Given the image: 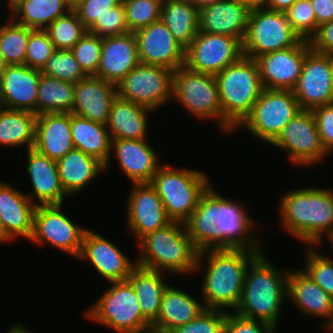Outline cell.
Returning a JSON list of instances; mask_svg holds the SVG:
<instances>
[{
	"label": "cell",
	"instance_id": "obj_1",
	"mask_svg": "<svg viewBox=\"0 0 333 333\" xmlns=\"http://www.w3.org/2000/svg\"><path fill=\"white\" fill-rule=\"evenodd\" d=\"M246 211L243 204L226 199L209 186L184 224L199 252L207 249L262 250L258 238L252 235L257 223Z\"/></svg>",
	"mask_w": 333,
	"mask_h": 333
},
{
	"label": "cell",
	"instance_id": "obj_2",
	"mask_svg": "<svg viewBox=\"0 0 333 333\" xmlns=\"http://www.w3.org/2000/svg\"><path fill=\"white\" fill-rule=\"evenodd\" d=\"M263 250L207 249L199 252L195 273L207 264L202 282V299L206 309L222 310L238 306L249 265ZM202 263V264H201ZM226 308V309H224Z\"/></svg>",
	"mask_w": 333,
	"mask_h": 333
},
{
	"label": "cell",
	"instance_id": "obj_3",
	"mask_svg": "<svg viewBox=\"0 0 333 333\" xmlns=\"http://www.w3.org/2000/svg\"><path fill=\"white\" fill-rule=\"evenodd\" d=\"M279 215L284 230L306 246L333 234V191L308 187L283 194ZM325 235V237H324Z\"/></svg>",
	"mask_w": 333,
	"mask_h": 333
},
{
	"label": "cell",
	"instance_id": "obj_4",
	"mask_svg": "<svg viewBox=\"0 0 333 333\" xmlns=\"http://www.w3.org/2000/svg\"><path fill=\"white\" fill-rule=\"evenodd\" d=\"M264 251L249 265L240 302L234 313L270 324L278 329L285 299L288 300V274L267 259Z\"/></svg>",
	"mask_w": 333,
	"mask_h": 333
},
{
	"label": "cell",
	"instance_id": "obj_5",
	"mask_svg": "<svg viewBox=\"0 0 333 333\" xmlns=\"http://www.w3.org/2000/svg\"><path fill=\"white\" fill-rule=\"evenodd\" d=\"M141 255L136 264L159 272H195L199 251L188 236L184 223L171 221L137 241Z\"/></svg>",
	"mask_w": 333,
	"mask_h": 333
},
{
	"label": "cell",
	"instance_id": "obj_6",
	"mask_svg": "<svg viewBox=\"0 0 333 333\" xmlns=\"http://www.w3.org/2000/svg\"><path fill=\"white\" fill-rule=\"evenodd\" d=\"M215 77L222 107V131L231 134L252 112L264 89L258 64L243 55Z\"/></svg>",
	"mask_w": 333,
	"mask_h": 333
},
{
	"label": "cell",
	"instance_id": "obj_7",
	"mask_svg": "<svg viewBox=\"0 0 333 333\" xmlns=\"http://www.w3.org/2000/svg\"><path fill=\"white\" fill-rule=\"evenodd\" d=\"M171 221L185 223L208 189L209 177L199 170L160 165L150 182Z\"/></svg>",
	"mask_w": 333,
	"mask_h": 333
},
{
	"label": "cell",
	"instance_id": "obj_8",
	"mask_svg": "<svg viewBox=\"0 0 333 333\" xmlns=\"http://www.w3.org/2000/svg\"><path fill=\"white\" fill-rule=\"evenodd\" d=\"M85 316L117 333H148L151 323L142 315L134 288L128 280L110 282Z\"/></svg>",
	"mask_w": 333,
	"mask_h": 333
},
{
	"label": "cell",
	"instance_id": "obj_9",
	"mask_svg": "<svg viewBox=\"0 0 333 333\" xmlns=\"http://www.w3.org/2000/svg\"><path fill=\"white\" fill-rule=\"evenodd\" d=\"M172 98L198 119H214L222 132V107L214 75L182 66L173 71Z\"/></svg>",
	"mask_w": 333,
	"mask_h": 333
},
{
	"label": "cell",
	"instance_id": "obj_10",
	"mask_svg": "<svg viewBox=\"0 0 333 333\" xmlns=\"http://www.w3.org/2000/svg\"><path fill=\"white\" fill-rule=\"evenodd\" d=\"M300 110L293 91L263 89L252 112L235 130L242 126L257 139L271 144Z\"/></svg>",
	"mask_w": 333,
	"mask_h": 333
},
{
	"label": "cell",
	"instance_id": "obj_11",
	"mask_svg": "<svg viewBox=\"0 0 333 333\" xmlns=\"http://www.w3.org/2000/svg\"><path fill=\"white\" fill-rule=\"evenodd\" d=\"M301 41L286 18L285 12L271 11L264 6L252 8L243 55L252 59L297 45Z\"/></svg>",
	"mask_w": 333,
	"mask_h": 333
},
{
	"label": "cell",
	"instance_id": "obj_12",
	"mask_svg": "<svg viewBox=\"0 0 333 333\" xmlns=\"http://www.w3.org/2000/svg\"><path fill=\"white\" fill-rule=\"evenodd\" d=\"M173 71L139 63L117 85V96L150 110H158L172 98Z\"/></svg>",
	"mask_w": 333,
	"mask_h": 333
},
{
	"label": "cell",
	"instance_id": "obj_13",
	"mask_svg": "<svg viewBox=\"0 0 333 333\" xmlns=\"http://www.w3.org/2000/svg\"><path fill=\"white\" fill-rule=\"evenodd\" d=\"M270 145L284 150L290 162L301 167L318 165L329 155L324 149L311 110H300Z\"/></svg>",
	"mask_w": 333,
	"mask_h": 333
},
{
	"label": "cell",
	"instance_id": "obj_14",
	"mask_svg": "<svg viewBox=\"0 0 333 333\" xmlns=\"http://www.w3.org/2000/svg\"><path fill=\"white\" fill-rule=\"evenodd\" d=\"M63 204L37 205L33 232L29 239L36 244H50L75 257L80 256L83 236L87 227L78 226L63 213Z\"/></svg>",
	"mask_w": 333,
	"mask_h": 333
},
{
	"label": "cell",
	"instance_id": "obj_15",
	"mask_svg": "<svg viewBox=\"0 0 333 333\" xmlns=\"http://www.w3.org/2000/svg\"><path fill=\"white\" fill-rule=\"evenodd\" d=\"M243 56V43L231 36L198 31L185 49L188 69L216 76Z\"/></svg>",
	"mask_w": 333,
	"mask_h": 333
},
{
	"label": "cell",
	"instance_id": "obj_16",
	"mask_svg": "<svg viewBox=\"0 0 333 333\" xmlns=\"http://www.w3.org/2000/svg\"><path fill=\"white\" fill-rule=\"evenodd\" d=\"M312 49L310 41L269 52L257 57L261 83L264 89L293 90L302 73L306 54Z\"/></svg>",
	"mask_w": 333,
	"mask_h": 333
},
{
	"label": "cell",
	"instance_id": "obj_17",
	"mask_svg": "<svg viewBox=\"0 0 333 333\" xmlns=\"http://www.w3.org/2000/svg\"><path fill=\"white\" fill-rule=\"evenodd\" d=\"M292 91L301 110H313L333 103L329 54L311 49L306 54L302 73Z\"/></svg>",
	"mask_w": 333,
	"mask_h": 333
},
{
	"label": "cell",
	"instance_id": "obj_18",
	"mask_svg": "<svg viewBox=\"0 0 333 333\" xmlns=\"http://www.w3.org/2000/svg\"><path fill=\"white\" fill-rule=\"evenodd\" d=\"M134 34L140 63L162 66L172 71L185 65V49L161 19Z\"/></svg>",
	"mask_w": 333,
	"mask_h": 333
},
{
	"label": "cell",
	"instance_id": "obj_19",
	"mask_svg": "<svg viewBox=\"0 0 333 333\" xmlns=\"http://www.w3.org/2000/svg\"><path fill=\"white\" fill-rule=\"evenodd\" d=\"M119 247L94 230L87 229L83 236L78 259L92 263L98 274L108 282L124 281L137 265Z\"/></svg>",
	"mask_w": 333,
	"mask_h": 333
},
{
	"label": "cell",
	"instance_id": "obj_20",
	"mask_svg": "<svg viewBox=\"0 0 333 333\" xmlns=\"http://www.w3.org/2000/svg\"><path fill=\"white\" fill-rule=\"evenodd\" d=\"M127 199V224L138 241L146 234L169 224L165 207L150 183L132 184Z\"/></svg>",
	"mask_w": 333,
	"mask_h": 333
},
{
	"label": "cell",
	"instance_id": "obj_21",
	"mask_svg": "<svg viewBox=\"0 0 333 333\" xmlns=\"http://www.w3.org/2000/svg\"><path fill=\"white\" fill-rule=\"evenodd\" d=\"M40 70L26 64L6 65L0 79V100L8 109L25 110L37 116Z\"/></svg>",
	"mask_w": 333,
	"mask_h": 333
},
{
	"label": "cell",
	"instance_id": "obj_22",
	"mask_svg": "<svg viewBox=\"0 0 333 333\" xmlns=\"http://www.w3.org/2000/svg\"><path fill=\"white\" fill-rule=\"evenodd\" d=\"M252 8L235 0H220L199 9V31L239 39L247 33Z\"/></svg>",
	"mask_w": 333,
	"mask_h": 333
},
{
	"label": "cell",
	"instance_id": "obj_23",
	"mask_svg": "<svg viewBox=\"0 0 333 333\" xmlns=\"http://www.w3.org/2000/svg\"><path fill=\"white\" fill-rule=\"evenodd\" d=\"M289 299L304 315L324 318V326L333 331V298L302 269L289 270Z\"/></svg>",
	"mask_w": 333,
	"mask_h": 333
},
{
	"label": "cell",
	"instance_id": "obj_24",
	"mask_svg": "<svg viewBox=\"0 0 333 333\" xmlns=\"http://www.w3.org/2000/svg\"><path fill=\"white\" fill-rule=\"evenodd\" d=\"M117 97L116 85L96 76L74 84V103L71 113L106 125L113 100Z\"/></svg>",
	"mask_w": 333,
	"mask_h": 333
},
{
	"label": "cell",
	"instance_id": "obj_25",
	"mask_svg": "<svg viewBox=\"0 0 333 333\" xmlns=\"http://www.w3.org/2000/svg\"><path fill=\"white\" fill-rule=\"evenodd\" d=\"M140 63L134 33L102 38V51L96 77L117 85Z\"/></svg>",
	"mask_w": 333,
	"mask_h": 333
},
{
	"label": "cell",
	"instance_id": "obj_26",
	"mask_svg": "<svg viewBox=\"0 0 333 333\" xmlns=\"http://www.w3.org/2000/svg\"><path fill=\"white\" fill-rule=\"evenodd\" d=\"M146 139H113L111 152L132 184L150 183L159 169V157Z\"/></svg>",
	"mask_w": 333,
	"mask_h": 333
},
{
	"label": "cell",
	"instance_id": "obj_27",
	"mask_svg": "<svg viewBox=\"0 0 333 333\" xmlns=\"http://www.w3.org/2000/svg\"><path fill=\"white\" fill-rule=\"evenodd\" d=\"M27 162L26 170L33 188V192L26 194L28 198L36 205H64L68 195L61 185L56 161L30 148L27 150Z\"/></svg>",
	"mask_w": 333,
	"mask_h": 333
},
{
	"label": "cell",
	"instance_id": "obj_28",
	"mask_svg": "<svg viewBox=\"0 0 333 333\" xmlns=\"http://www.w3.org/2000/svg\"><path fill=\"white\" fill-rule=\"evenodd\" d=\"M13 185L0 182V223L4 234L11 240L16 237L30 239L33 232L37 205Z\"/></svg>",
	"mask_w": 333,
	"mask_h": 333
},
{
	"label": "cell",
	"instance_id": "obj_29",
	"mask_svg": "<svg viewBox=\"0 0 333 333\" xmlns=\"http://www.w3.org/2000/svg\"><path fill=\"white\" fill-rule=\"evenodd\" d=\"M34 148L55 161L71 151V113L37 115Z\"/></svg>",
	"mask_w": 333,
	"mask_h": 333
},
{
	"label": "cell",
	"instance_id": "obj_30",
	"mask_svg": "<svg viewBox=\"0 0 333 333\" xmlns=\"http://www.w3.org/2000/svg\"><path fill=\"white\" fill-rule=\"evenodd\" d=\"M181 290L174 286H167L162 296L159 315L151 324V329L171 332L194 320L206 309L205 305L200 303L201 301Z\"/></svg>",
	"mask_w": 333,
	"mask_h": 333
},
{
	"label": "cell",
	"instance_id": "obj_31",
	"mask_svg": "<svg viewBox=\"0 0 333 333\" xmlns=\"http://www.w3.org/2000/svg\"><path fill=\"white\" fill-rule=\"evenodd\" d=\"M152 110L116 97L112 104L106 127L111 139H147L148 114Z\"/></svg>",
	"mask_w": 333,
	"mask_h": 333
},
{
	"label": "cell",
	"instance_id": "obj_32",
	"mask_svg": "<svg viewBox=\"0 0 333 333\" xmlns=\"http://www.w3.org/2000/svg\"><path fill=\"white\" fill-rule=\"evenodd\" d=\"M61 185L67 195H74L84 190L105 165L97 158L73 148L56 161Z\"/></svg>",
	"mask_w": 333,
	"mask_h": 333
},
{
	"label": "cell",
	"instance_id": "obj_33",
	"mask_svg": "<svg viewBox=\"0 0 333 333\" xmlns=\"http://www.w3.org/2000/svg\"><path fill=\"white\" fill-rule=\"evenodd\" d=\"M71 135L73 146L85 154L97 158L108 169L112 139L106 125L94 122L71 113Z\"/></svg>",
	"mask_w": 333,
	"mask_h": 333
},
{
	"label": "cell",
	"instance_id": "obj_34",
	"mask_svg": "<svg viewBox=\"0 0 333 333\" xmlns=\"http://www.w3.org/2000/svg\"><path fill=\"white\" fill-rule=\"evenodd\" d=\"M162 274L166 273L136 265L127 278L135 290L142 315L151 324L159 315L162 296L168 286Z\"/></svg>",
	"mask_w": 333,
	"mask_h": 333
},
{
	"label": "cell",
	"instance_id": "obj_35",
	"mask_svg": "<svg viewBox=\"0 0 333 333\" xmlns=\"http://www.w3.org/2000/svg\"><path fill=\"white\" fill-rule=\"evenodd\" d=\"M199 9L188 0H163L160 19L186 49L199 31Z\"/></svg>",
	"mask_w": 333,
	"mask_h": 333
},
{
	"label": "cell",
	"instance_id": "obj_36",
	"mask_svg": "<svg viewBox=\"0 0 333 333\" xmlns=\"http://www.w3.org/2000/svg\"><path fill=\"white\" fill-rule=\"evenodd\" d=\"M70 10L67 0H20L10 9L9 17L28 28L45 30Z\"/></svg>",
	"mask_w": 333,
	"mask_h": 333
},
{
	"label": "cell",
	"instance_id": "obj_37",
	"mask_svg": "<svg viewBox=\"0 0 333 333\" xmlns=\"http://www.w3.org/2000/svg\"><path fill=\"white\" fill-rule=\"evenodd\" d=\"M37 116L30 111L0 110V145L9 148H34Z\"/></svg>",
	"mask_w": 333,
	"mask_h": 333
},
{
	"label": "cell",
	"instance_id": "obj_38",
	"mask_svg": "<svg viewBox=\"0 0 333 333\" xmlns=\"http://www.w3.org/2000/svg\"><path fill=\"white\" fill-rule=\"evenodd\" d=\"M37 115L71 113L74 103V84L41 73L38 86Z\"/></svg>",
	"mask_w": 333,
	"mask_h": 333
},
{
	"label": "cell",
	"instance_id": "obj_39",
	"mask_svg": "<svg viewBox=\"0 0 333 333\" xmlns=\"http://www.w3.org/2000/svg\"><path fill=\"white\" fill-rule=\"evenodd\" d=\"M8 18V22L0 26V56L6 65L25 64L29 35L34 29Z\"/></svg>",
	"mask_w": 333,
	"mask_h": 333
},
{
	"label": "cell",
	"instance_id": "obj_40",
	"mask_svg": "<svg viewBox=\"0 0 333 333\" xmlns=\"http://www.w3.org/2000/svg\"><path fill=\"white\" fill-rule=\"evenodd\" d=\"M45 31L53 42L55 49L71 50L87 29L79 20L74 10L58 17Z\"/></svg>",
	"mask_w": 333,
	"mask_h": 333
},
{
	"label": "cell",
	"instance_id": "obj_41",
	"mask_svg": "<svg viewBox=\"0 0 333 333\" xmlns=\"http://www.w3.org/2000/svg\"><path fill=\"white\" fill-rule=\"evenodd\" d=\"M40 72L73 84L87 77L73 52L65 49H55Z\"/></svg>",
	"mask_w": 333,
	"mask_h": 333
},
{
	"label": "cell",
	"instance_id": "obj_42",
	"mask_svg": "<svg viewBox=\"0 0 333 333\" xmlns=\"http://www.w3.org/2000/svg\"><path fill=\"white\" fill-rule=\"evenodd\" d=\"M129 31H136L149 26L160 19L163 0H121Z\"/></svg>",
	"mask_w": 333,
	"mask_h": 333
},
{
	"label": "cell",
	"instance_id": "obj_43",
	"mask_svg": "<svg viewBox=\"0 0 333 333\" xmlns=\"http://www.w3.org/2000/svg\"><path fill=\"white\" fill-rule=\"evenodd\" d=\"M286 18L301 40L310 41L318 31L310 0H297L286 11Z\"/></svg>",
	"mask_w": 333,
	"mask_h": 333
},
{
	"label": "cell",
	"instance_id": "obj_44",
	"mask_svg": "<svg viewBox=\"0 0 333 333\" xmlns=\"http://www.w3.org/2000/svg\"><path fill=\"white\" fill-rule=\"evenodd\" d=\"M311 247L305 246L306 266L302 270L333 298V259L318 253L317 246Z\"/></svg>",
	"mask_w": 333,
	"mask_h": 333
},
{
	"label": "cell",
	"instance_id": "obj_45",
	"mask_svg": "<svg viewBox=\"0 0 333 333\" xmlns=\"http://www.w3.org/2000/svg\"><path fill=\"white\" fill-rule=\"evenodd\" d=\"M71 51L87 76L97 74L102 51V37L86 31Z\"/></svg>",
	"mask_w": 333,
	"mask_h": 333
},
{
	"label": "cell",
	"instance_id": "obj_46",
	"mask_svg": "<svg viewBox=\"0 0 333 333\" xmlns=\"http://www.w3.org/2000/svg\"><path fill=\"white\" fill-rule=\"evenodd\" d=\"M54 50L48 33L45 30L34 29L29 35L25 64L33 69L41 70Z\"/></svg>",
	"mask_w": 333,
	"mask_h": 333
},
{
	"label": "cell",
	"instance_id": "obj_47",
	"mask_svg": "<svg viewBox=\"0 0 333 333\" xmlns=\"http://www.w3.org/2000/svg\"><path fill=\"white\" fill-rule=\"evenodd\" d=\"M87 31L102 38L130 32L123 3L108 10L102 17H98Z\"/></svg>",
	"mask_w": 333,
	"mask_h": 333
},
{
	"label": "cell",
	"instance_id": "obj_48",
	"mask_svg": "<svg viewBox=\"0 0 333 333\" xmlns=\"http://www.w3.org/2000/svg\"><path fill=\"white\" fill-rule=\"evenodd\" d=\"M227 311L205 309L189 323L172 330V333H224Z\"/></svg>",
	"mask_w": 333,
	"mask_h": 333
},
{
	"label": "cell",
	"instance_id": "obj_49",
	"mask_svg": "<svg viewBox=\"0 0 333 333\" xmlns=\"http://www.w3.org/2000/svg\"><path fill=\"white\" fill-rule=\"evenodd\" d=\"M276 330L268 323L248 319L227 311L224 333H276Z\"/></svg>",
	"mask_w": 333,
	"mask_h": 333
},
{
	"label": "cell",
	"instance_id": "obj_50",
	"mask_svg": "<svg viewBox=\"0 0 333 333\" xmlns=\"http://www.w3.org/2000/svg\"><path fill=\"white\" fill-rule=\"evenodd\" d=\"M121 0H86L74 9L83 26L88 30L108 10L120 4Z\"/></svg>",
	"mask_w": 333,
	"mask_h": 333
},
{
	"label": "cell",
	"instance_id": "obj_51",
	"mask_svg": "<svg viewBox=\"0 0 333 333\" xmlns=\"http://www.w3.org/2000/svg\"><path fill=\"white\" fill-rule=\"evenodd\" d=\"M311 111L324 149L330 154L333 151V103L316 107Z\"/></svg>",
	"mask_w": 333,
	"mask_h": 333
},
{
	"label": "cell",
	"instance_id": "obj_52",
	"mask_svg": "<svg viewBox=\"0 0 333 333\" xmlns=\"http://www.w3.org/2000/svg\"><path fill=\"white\" fill-rule=\"evenodd\" d=\"M314 51L330 54L333 53V20L318 28L315 36L310 40Z\"/></svg>",
	"mask_w": 333,
	"mask_h": 333
},
{
	"label": "cell",
	"instance_id": "obj_53",
	"mask_svg": "<svg viewBox=\"0 0 333 333\" xmlns=\"http://www.w3.org/2000/svg\"><path fill=\"white\" fill-rule=\"evenodd\" d=\"M316 15V24L320 26L333 20V0H310Z\"/></svg>",
	"mask_w": 333,
	"mask_h": 333
},
{
	"label": "cell",
	"instance_id": "obj_54",
	"mask_svg": "<svg viewBox=\"0 0 333 333\" xmlns=\"http://www.w3.org/2000/svg\"><path fill=\"white\" fill-rule=\"evenodd\" d=\"M297 0H264V7L271 11L285 12Z\"/></svg>",
	"mask_w": 333,
	"mask_h": 333
},
{
	"label": "cell",
	"instance_id": "obj_55",
	"mask_svg": "<svg viewBox=\"0 0 333 333\" xmlns=\"http://www.w3.org/2000/svg\"><path fill=\"white\" fill-rule=\"evenodd\" d=\"M27 327L22 325L20 322L14 325H11L9 330L6 333H31Z\"/></svg>",
	"mask_w": 333,
	"mask_h": 333
},
{
	"label": "cell",
	"instance_id": "obj_56",
	"mask_svg": "<svg viewBox=\"0 0 333 333\" xmlns=\"http://www.w3.org/2000/svg\"><path fill=\"white\" fill-rule=\"evenodd\" d=\"M188 1H190L195 7L200 9L207 5H211L212 3L220 1V0H188Z\"/></svg>",
	"mask_w": 333,
	"mask_h": 333
},
{
	"label": "cell",
	"instance_id": "obj_57",
	"mask_svg": "<svg viewBox=\"0 0 333 333\" xmlns=\"http://www.w3.org/2000/svg\"><path fill=\"white\" fill-rule=\"evenodd\" d=\"M235 1L247 4L251 8L262 7L264 5V0H235Z\"/></svg>",
	"mask_w": 333,
	"mask_h": 333
},
{
	"label": "cell",
	"instance_id": "obj_58",
	"mask_svg": "<svg viewBox=\"0 0 333 333\" xmlns=\"http://www.w3.org/2000/svg\"><path fill=\"white\" fill-rule=\"evenodd\" d=\"M85 1L86 0H67L71 10H74L76 7H78L80 4H82Z\"/></svg>",
	"mask_w": 333,
	"mask_h": 333
},
{
	"label": "cell",
	"instance_id": "obj_59",
	"mask_svg": "<svg viewBox=\"0 0 333 333\" xmlns=\"http://www.w3.org/2000/svg\"><path fill=\"white\" fill-rule=\"evenodd\" d=\"M2 242V244L5 242H11V240L4 234V230L2 227V224L0 223V243Z\"/></svg>",
	"mask_w": 333,
	"mask_h": 333
},
{
	"label": "cell",
	"instance_id": "obj_60",
	"mask_svg": "<svg viewBox=\"0 0 333 333\" xmlns=\"http://www.w3.org/2000/svg\"><path fill=\"white\" fill-rule=\"evenodd\" d=\"M329 66H330L331 81L333 84V53L329 54Z\"/></svg>",
	"mask_w": 333,
	"mask_h": 333
},
{
	"label": "cell",
	"instance_id": "obj_61",
	"mask_svg": "<svg viewBox=\"0 0 333 333\" xmlns=\"http://www.w3.org/2000/svg\"><path fill=\"white\" fill-rule=\"evenodd\" d=\"M5 67H6V63L4 62L2 57L0 56V79H1V75L3 74V72L5 70Z\"/></svg>",
	"mask_w": 333,
	"mask_h": 333
},
{
	"label": "cell",
	"instance_id": "obj_62",
	"mask_svg": "<svg viewBox=\"0 0 333 333\" xmlns=\"http://www.w3.org/2000/svg\"><path fill=\"white\" fill-rule=\"evenodd\" d=\"M20 0H8L9 8L11 9L15 4H17Z\"/></svg>",
	"mask_w": 333,
	"mask_h": 333
},
{
	"label": "cell",
	"instance_id": "obj_63",
	"mask_svg": "<svg viewBox=\"0 0 333 333\" xmlns=\"http://www.w3.org/2000/svg\"><path fill=\"white\" fill-rule=\"evenodd\" d=\"M148 333H172V332L150 329V331Z\"/></svg>",
	"mask_w": 333,
	"mask_h": 333
},
{
	"label": "cell",
	"instance_id": "obj_64",
	"mask_svg": "<svg viewBox=\"0 0 333 333\" xmlns=\"http://www.w3.org/2000/svg\"><path fill=\"white\" fill-rule=\"evenodd\" d=\"M327 239H329L331 248L333 249V234L329 235L328 237H326ZM333 251V250H332Z\"/></svg>",
	"mask_w": 333,
	"mask_h": 333
},
{
	"label": "cell",
	"instance_id": "obj_65",
	"mask_svg": "<svg viewBox=\"0 0 333 333\" xmlns=\"http://www.w3.org/2000/svg\"><path fill=\"white\" fill-rule=\"evenodd\" d=\"M3 108V106H2V102H1V100H0V110Z\"/></svg>",
	"mask_w": 333,
	"mask_h": 333
}]
</instances>
